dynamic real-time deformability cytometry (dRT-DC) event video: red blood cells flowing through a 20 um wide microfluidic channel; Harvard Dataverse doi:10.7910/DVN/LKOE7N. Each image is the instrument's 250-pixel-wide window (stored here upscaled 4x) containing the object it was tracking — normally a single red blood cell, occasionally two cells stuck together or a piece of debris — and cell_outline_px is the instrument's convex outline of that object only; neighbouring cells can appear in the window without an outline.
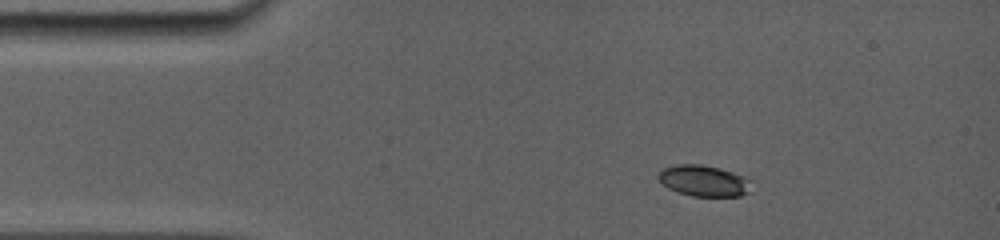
{"species": "common noctule bat (a hibernating species)", "species_latin": "Nyctalus noctula", "temperature_condition": "room temperature", "stored_images_in_passage": 9, "camera_frame_rate_fps": 5000, "um_per_image_px": 0.085, "animal": {"sex": "female", "body_mass_g": 19.0, "forearm_length_mm": 56.7}, "frame": {"image": 1, "passage_image": 1, "time_ms": 0.0, "image_size_px": [1000, 240], "cell_outline_px": [[752, 192], [740, 196], [692, 196], [668, 188], [656, 176], [664, 168], [676, 164], [700, 164], [720, 168], [744, 176], [752, 180]], "centroid_in_image_um": [59.89, 15.37], "position_along_channel_um": 25.1, "area_um2": 16.99}}
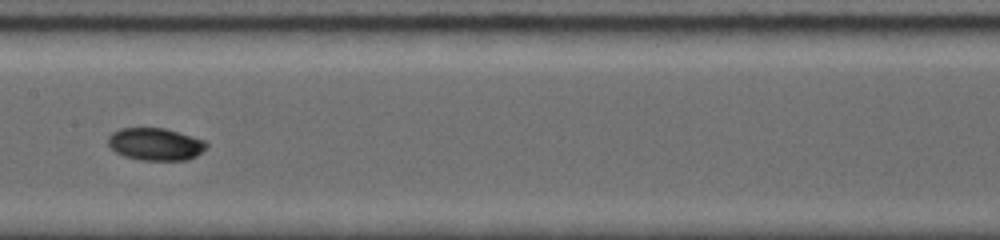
{"frame": {"image": 2, "passage_image": 6, "time_ms": 5.8, "image_size_px": [1000, 240], "cell_outline_px": [[208, 144], [196, 156], [188, 160], [140, 160], [124, 156], [108, 148], [108, 136], [112, 132], [120, 128], [164, 128], [192, 136], [204, 140]], "centroid_in_image_um": [13.17, 12.25], "position_along_channel_um": 194.2, "area_um2": 18.61}}
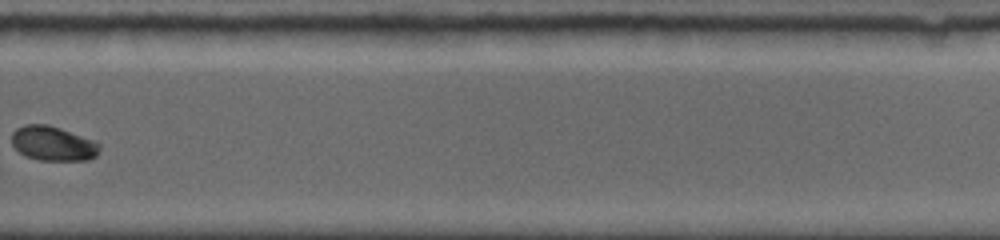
{"frame": {"image": 3, "passage_image": 9, "time_ms": 9.2, "image_size_px": [1000, 240], "cell_outline_px": [[100, 148], [96, 156], [88, 160], [40, 160], [24, 156], [12, 144], [12, 132], [16, 128], [24, 124], [48, 124], [96, 140], [100, 144]], "centroid_in_image_um": [4.52, 12.19], "position_along_channel_um": 325.3, "area_um2": 17.86}}